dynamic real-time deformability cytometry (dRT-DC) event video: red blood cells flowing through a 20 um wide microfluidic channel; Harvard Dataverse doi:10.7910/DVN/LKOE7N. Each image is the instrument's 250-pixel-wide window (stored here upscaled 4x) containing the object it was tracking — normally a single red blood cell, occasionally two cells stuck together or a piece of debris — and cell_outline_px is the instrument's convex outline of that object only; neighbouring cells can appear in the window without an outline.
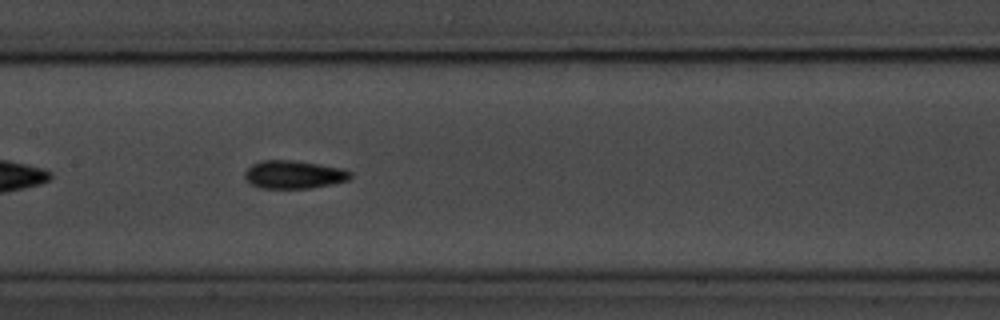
{"species": "common noctule bat (a hibernating species)", "species_latin": "Nyctalus noctula", "temperature_condition": "room temperature", "stored_images_in_passage": 42, "camera_frame_rate_fps": 3000, "um_per_image_px": 0.085, "animal": {"sex": "male", "body_mass_g": 20.1, "forearm_length_mm": 53.5}, "frame": {"image": 1, "passage_image": 13, "time_ms": 4.0, "image_size_px": [1000, 320], "cell_outline_px": [[352, 176], [348, 180], [312, 188], [260, 188], [252, 184], [244, 176], [244, 172], [252, 164], [260, 160], [296, 160], [340, 168], [352, 172]], "centroid_in_image_um": [24.96, 14.83], "position_along_channel_um": 182.4, "area_um2": 17.22}}
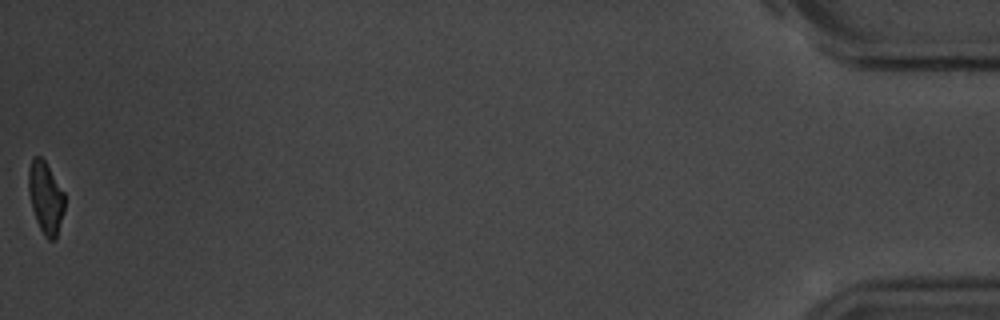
{"frame": {"image": 2, "passage_image": 42, "time_ms": 13.667, "image_size_px": [1000, 320], "cell_outline_px": [[64, 212], [56, 240], [48, 240], [44, 236], [36, 220], [32, 208], [28, 192], [28, 168], [32, 160], [36, 156], [40, 156], [44, 160], [64, 192]], "centroid_in_image_um": [3.88, 16.83], "position_along_channel_um": 431.3, "area_um2": 15.14}, "authors_computed_cell_mechanics": {"area_um2": 16.473, "velocity_mm_per_s": 3.6037, "shape_relaxation_time_tau1_ms": 4.0052, "shape_relaxation_time_tau2_ms": 3.3783, "deformation_change_tau1": 0.1273, "deformation_change_tau2": 0.1013}}